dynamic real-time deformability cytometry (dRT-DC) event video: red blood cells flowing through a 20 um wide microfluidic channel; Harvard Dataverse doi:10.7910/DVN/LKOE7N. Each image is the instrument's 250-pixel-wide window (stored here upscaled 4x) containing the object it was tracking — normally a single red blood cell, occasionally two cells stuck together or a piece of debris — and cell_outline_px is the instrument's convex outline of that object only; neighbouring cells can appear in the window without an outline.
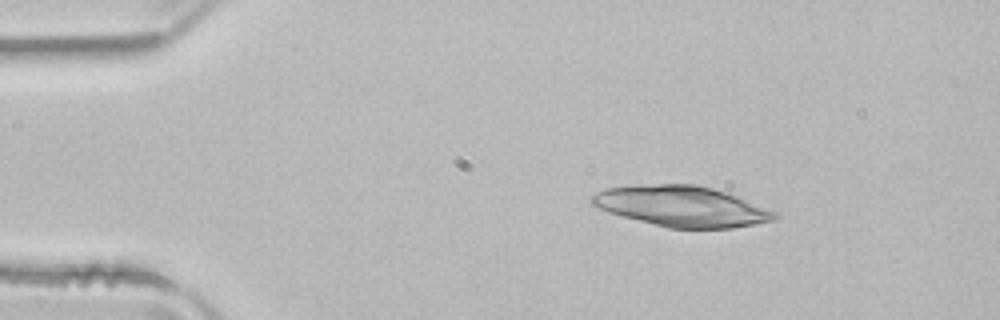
{"species": "common noctule bat (a hibernating species)", "species_latin": "Nyctalus noctula", "temperature_condition": "room temperature", "stored_images_in_passage": 15, "segment_of_instrument_passage": [2, 2], "camera_frame_rate_fps": 3000, "um_per_image_px": 0.085, "animal": {"sex": "male", "body_mass_g": 21.5, "forearm_length_mm": 52.0}, "frame": {"image": 1, "passage_image": 9, "time_ms": 2.667, "image_size_px": [1000, 320], "cell_outline_px": [[756, 220], [744, 224], [720, 228], [680, 228], [632, 216], [620, 212], [748, 208]], "centroid_in_image_um": [59.34, 18.5], "position_along_channel_um": 25.7, "area_um2": 13.29}}